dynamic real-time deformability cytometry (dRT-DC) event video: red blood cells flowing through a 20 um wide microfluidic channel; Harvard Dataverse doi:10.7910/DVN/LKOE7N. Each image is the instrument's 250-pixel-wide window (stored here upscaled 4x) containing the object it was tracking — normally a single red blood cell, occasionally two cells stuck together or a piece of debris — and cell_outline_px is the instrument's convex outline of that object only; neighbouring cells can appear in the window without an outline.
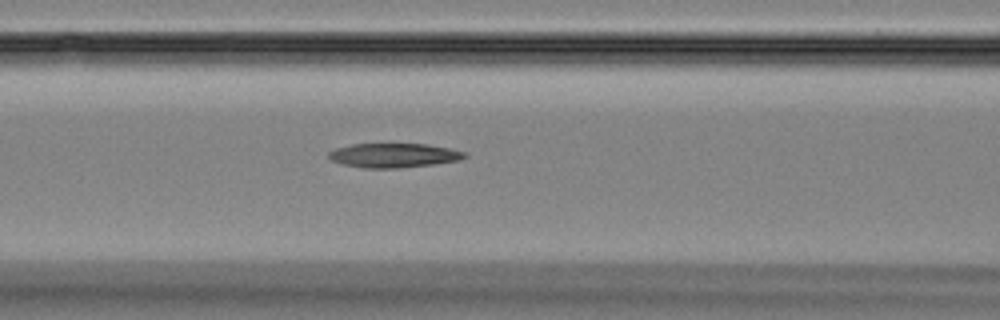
{"species": "Egyptian fruit bat (a non-hibernating species)", "species_latin": "Rousettus aegyptiacus", "temperature_condition": "room temperature", "stored_images_in_passage": 28, "camera_frame_rate_fps": 3000, "um_per_image_px": 0.085, "animal": {"sex": "female"}, "frame": {"image": 1, "passage_image": 6, "time_ms": 1.667, "image_size_px": [1000, 320], "cell_outline_px": [[468, 156], [460, 160], [432, 164], [400, 168], [364, 168], [344, 164], [332, 160], [328, 156], [328, 152], [336, 148], [352, 144], [424, 144], [448, 148], [468, 152]], "centroid_in_image_um": [33.49, 13.2], "position_along_channel_um": 133.1, "area_um2": 19.13}}
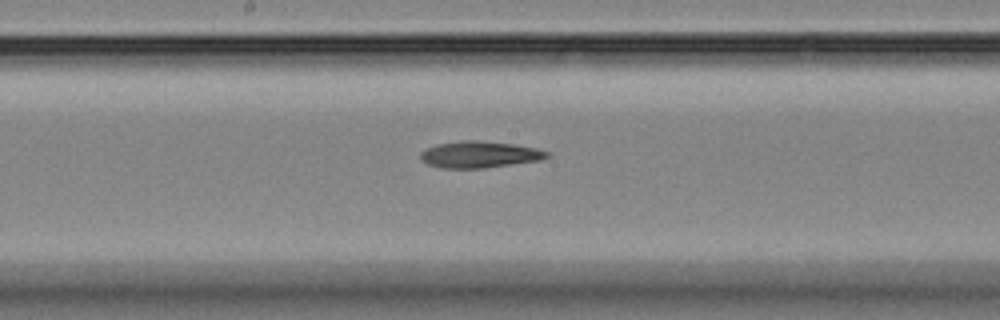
{"frame": {"image": 2, "passage_image": 12, "time_ms": 3.667, "image_size_px": [1000, 320], "cell_outline_px": [[548, 156], [540, 160], [484, 168], [440, 168], [428, 164], [420, 160], [420, 152], [424, 148], [436, 144], [460, 140], [476, 140], [512, 144], [536, 148], [548, 152]], "centroid_in_image_um": [40.68, 13.13], "position_along_channel_um": 207.5, "area_um2": 19.59}}
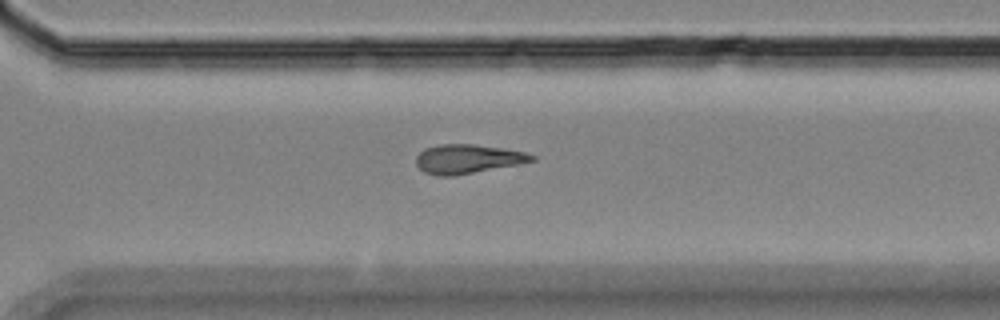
{"frame": {"image": 3, "passage_image": 22, "time_ms": 7.0, "image_size_px": [1000, 320], "cell_outline_px": [[536, 160], [520, 164], [456, 176], [436, 176], [424, 172], [416, 164], [416, 156], [424, 148], [440, 144], [472, 144], [504, 148], [524, 152], [536, 156]], "centroid_in_image_um": [39.75, 13.52], "position_along_channel_um": 330.8, "area_um2": 19.83}}